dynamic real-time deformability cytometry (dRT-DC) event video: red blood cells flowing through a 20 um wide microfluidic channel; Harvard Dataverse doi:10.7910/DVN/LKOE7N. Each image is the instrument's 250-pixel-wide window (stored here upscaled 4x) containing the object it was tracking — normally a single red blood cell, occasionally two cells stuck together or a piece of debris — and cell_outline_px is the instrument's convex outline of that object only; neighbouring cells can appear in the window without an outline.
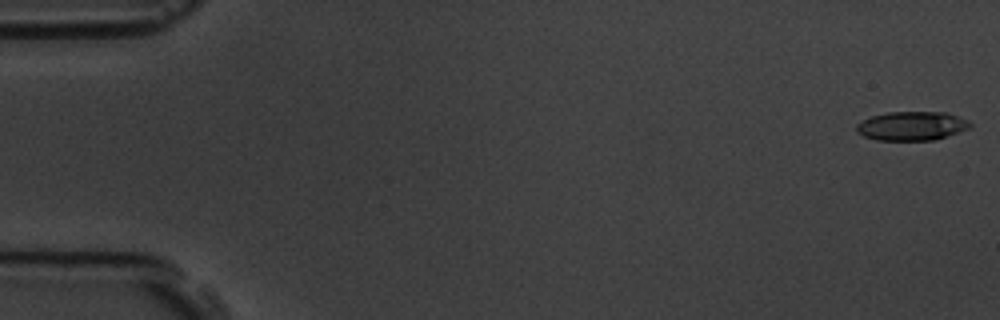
{"species": "common noctule bat (a hibernating species)", "species_latin": "Nyctalus noctula", "temperature_condition": "room temperature", "stored_images_in_passage": 56, "camera_frame_rate_fps": 3000, "um_per_image_px": 0.085, "animal": {"sex": "male", "body_mass_g": 19.5, "forearm_length_mm": 54.6}, "frame": {"image": 1, "passage_image": 1, "time_ms": 0.0, "image_size_px": [1000, 320], "cell_outline_px": [[972, 128], [936, 140], [876, 140], [864, 136], [856, 132], [856, 124], [872, 116], [888, 112], [948, 112], [968, 120], [972, 124]], "centroid_in_image_um": [77.55, 10.71], "position_along_channel_um": 7.5, "area_um2": 19.36}}
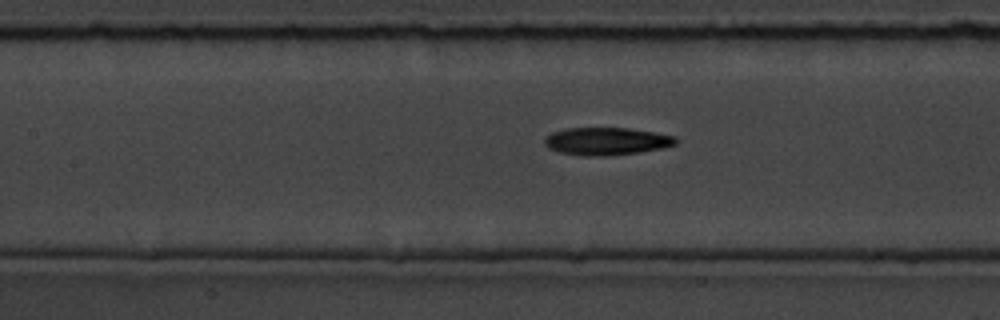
{"frame": {"image": 2, "passage_image": 26, "time_ms": 8.333, "image_size_px": [1000, 320], "cell_outline_px": [[676, 144], [664, 148], [640, 152], [608, 156], [584, 156], [560, 152], [548, 148], [544, 144], [544, 140], [552, 132], [564, 128], [628, 128], [656, 132], [676, 136]], "centroid_in_image_um": [51.57, 12.0], "position_along_channel_um": 155.8, "area_um2": 21.27}}
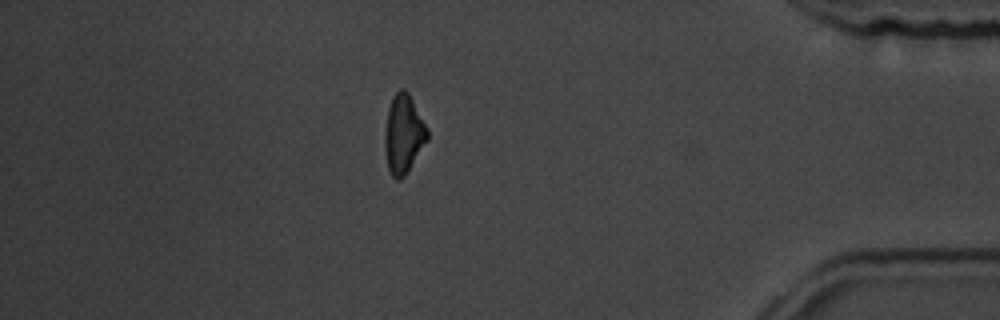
{"frame": {"image": 3, "passage_image": 50, "time_ms": 16.333, "image_size_px": [1000, 320], "cell_outline_px": [[428, 140], [404, 176], [400, 180], [396, 180], [392, 176], [388, 168], [384, 148], [384, 132], [388, 108], [392, 96], [400, 88], [404, 88], [408, 92], [428, 128]], "centroid_in_image_um": [34.29, 11.38], "position_along_channel_um": 400.9, "area_um2": 19.65}}